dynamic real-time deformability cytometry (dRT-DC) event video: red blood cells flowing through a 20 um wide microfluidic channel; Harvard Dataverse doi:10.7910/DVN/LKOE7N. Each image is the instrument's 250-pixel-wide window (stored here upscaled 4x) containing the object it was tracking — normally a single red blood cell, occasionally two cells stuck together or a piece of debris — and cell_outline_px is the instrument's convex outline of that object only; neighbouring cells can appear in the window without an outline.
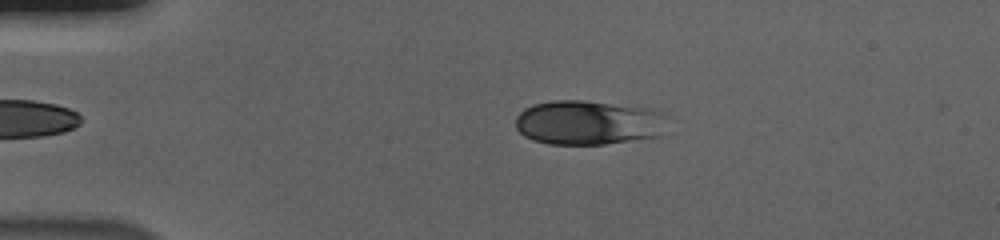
{"species": "human", "species_latin": "Homo sapiens", "temperature_condition": "cold", "stored_images_in_passage": 38, "camera_frame_rate_fps": 3000, "um_per_image_px": 0.085, "donor": {"sex": "male"}, "frame": {"image": 1, "passage_image": 2, "time_ms": 0.333, "image_size_px": [1000, 240], "cell_outline_px": [[664, 116], [660, 136], [604, 144], [548, 144], [532, 140], [524, 136], [516, 128], [516, 116], [524, 108], [532, 104], [552, 100], [584, 100], [644, 108], [660, 112]], "centroid_in_image_um": [49.9, 10.42], "position_along_channel_um": 35.1, "area_um2": 39.02}}
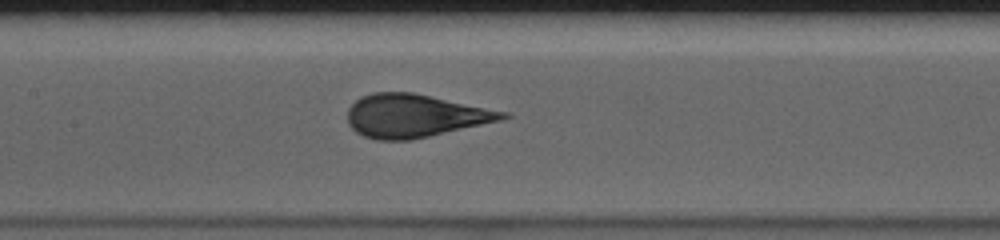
{"frame": {"image": 2, "passage_image": 17, "time_ms": 5.333, "image_size_px": [1000, 240], "cell_outline_px": [[512, 116], [504, 120], [412, 140], [376, 140], [364, 136], [356, 132], [348, 124], [348, 108], [360, 96], [372, 92], [412, 92], [508, 112]], "centroid_in_image_um": [35.27, 9.85], "position_along_channel_um": 172.1, "area_um2": 39.13}}
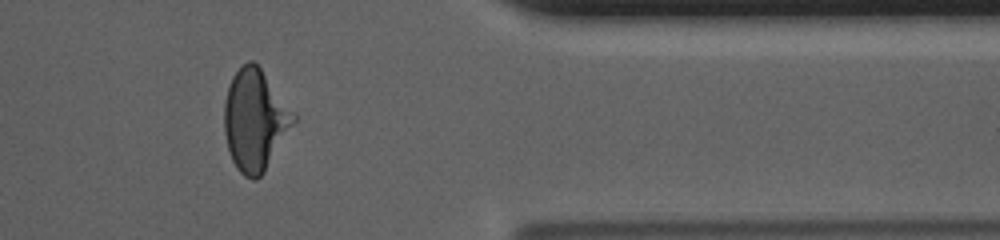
{"frame": {"image": 3, "passage_image": 36, "time_ms": 11.667, "image_size_px": [1000, 240], "cell_outline_px": [[296, 120], [264, 172], [256, 180], [252, 180], [244, 176], [236, 168], [232, 160], [228, 148], [224, 132], [224, 100], [232, 76], [248, 60], [252, 60], [260, 68], [296, 112]], "centroid_in_image_um": [21.67, 10.21], "position_along_channel_um": 389.7, "area_um2": 40.81}, "authors_computed_cell_mechanics": {"area_um2": 39.0728, "velocity_mm_per_s": 3.69, "shape_relaxation_time_tau1_ms": 4.2811, "shape_relaxation_time_tau2_ms": null, "deformation_change_tau1": 0.1592, "deformation_change_tau2": null}}